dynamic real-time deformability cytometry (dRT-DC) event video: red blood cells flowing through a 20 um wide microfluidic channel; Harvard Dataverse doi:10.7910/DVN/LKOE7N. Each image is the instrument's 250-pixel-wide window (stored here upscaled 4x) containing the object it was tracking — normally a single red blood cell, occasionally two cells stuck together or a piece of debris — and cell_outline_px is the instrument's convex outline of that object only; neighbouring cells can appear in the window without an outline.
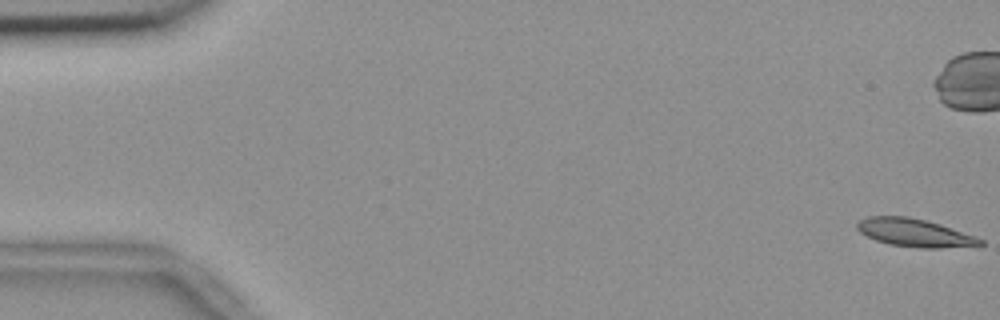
{"species": "common noctule bat (a hibernating species)", "species_latin": "Nyctalus noctula", "temperature_condition": "room temperature", "stored_images_in_passage": 57, "camera_frame_rate_fps": 3000, "um_per_image_px": 0.085, "animal": {"sex": "female", "body_mass_g": 18.4}, "frame": {"image": 1, "passage_image": 1, "time_ms": 0.0, "image_size_px": [1000, 320], "cell_outline_px": [[984, 244], [940, 248], [920, 248], [888, 244], [876, 240], [860, 232], [856, 228], [856, 224], [860, 220], [868, 216], [908, 216], [940, 224], [976, 236], [984, 240]], "centroid_in_image_um": [77.73, 19.78], "position_along_channel_um": 7.3, "area_um2": 19.94}}
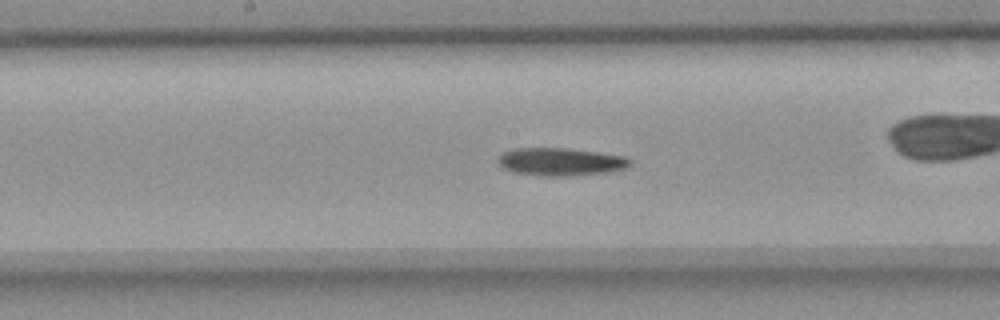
{"frame": {"image": 2, "passage_image": 29, "time_ms": 9.333, "image_size_px": [1000, 320], "cell_outline_px": [[632, 164], [628, 168], [612, 172], [572, 176], [540, 176], [512, 172], [504, 168], [496, 160], [504, 152], [516, 148], [568, 148], [624, 156], [632, 160]], "centroid_in_image_um": [47.7, 13.76], "position_along_channel_um": 200.5, "area_um2": 21.68}}
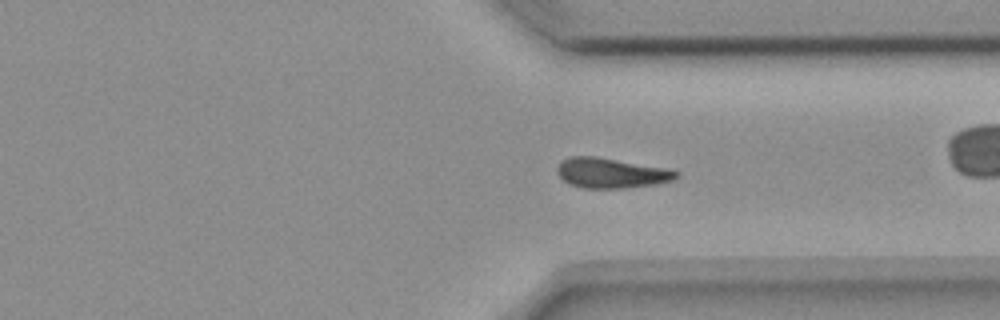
{"frame": {"image": 3, "passage_image": 42, "time_ms": 13.667, "image_size_px": [1000, 320], "cell_outline_px": [[680, 176], [672, 180], [656, 184], [624, 188], [584, 188], [568, 184], [556, 172], [556, 168], [560, 160], [572, 156], [596, 156], [672, 168], [680, 172]], "centroid_in_image_um": [51.98, 14.69], "position_along_channel_um": 359.4, "area_um2": 21.33}}